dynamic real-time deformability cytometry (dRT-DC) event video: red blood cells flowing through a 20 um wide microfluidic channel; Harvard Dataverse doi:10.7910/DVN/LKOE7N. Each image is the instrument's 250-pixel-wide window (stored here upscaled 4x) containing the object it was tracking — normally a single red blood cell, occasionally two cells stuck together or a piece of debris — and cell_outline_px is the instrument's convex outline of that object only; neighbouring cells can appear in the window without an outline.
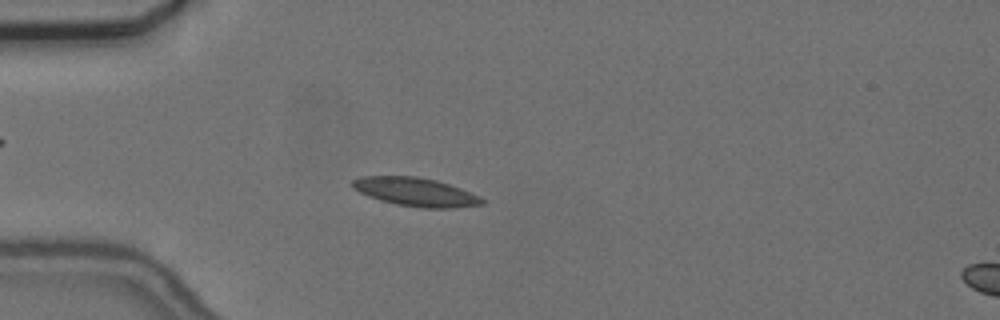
{"species": "common noctule bat (a hibernating species)", "species_latin": "Nyctalus noctula", "temperature_condition": "cold", "stored_images_in_passage": 55, "camera_frame_rate_fps": 3000, "um_per_image_px": 0.085, "animal": {"sex": "female", "body_mass_g": 24.6, "forearm_length_mm": 56.2}, "frame": {"image": 1, "passage_image": 15, "time_ms": 4.667, "image_size_px": [1000, 320], "cell_outline_px": [[484, 204], [452, 208], [424, 208], [396, 204], [380, 200], [368, 196], [352, 188], [352, 180], [360, 176], [416, 176], [436, 180], [460, 188], [480, 196], [484, 200]], "centroid_in_image_um": [35.31, 16.31], "position_along_channel_um": 49.7, "area_um2": 21.5}}
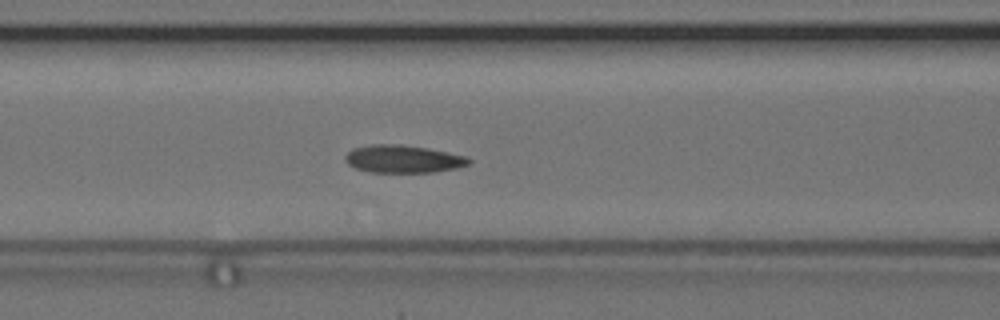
{"frame": {"image": 2, "passage_image": 23, "time_ms": 7.333, "image_size_px": [1000, 320], "cell_outline_px": [[472, 160], [468, 164], [456, 168], [432, 172], [368, 172], [356, 168], [348, 164], [344, 160], [344, 156], [352, 148], [372, 144], [400, 144], [428, 148], [468, 156]], "centroid_in_image_um": [34.25, 13.5], "position_along_channel_um": 132.4, "area_um2": 20.06}}
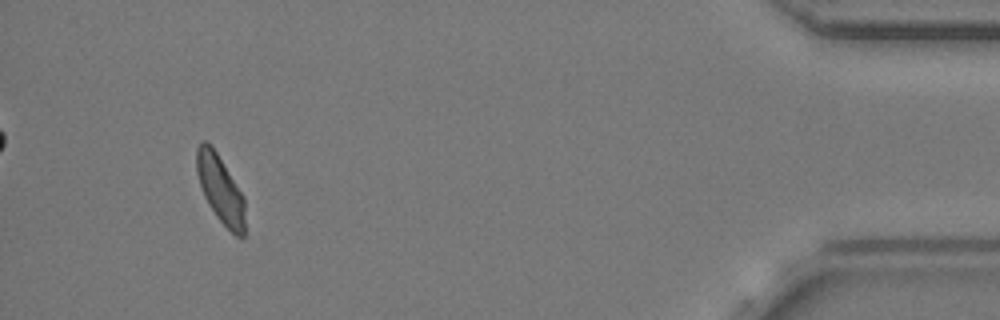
{"frame": {"image": 3, "passage_image": 52, "time_ms": 17.0, "image_size_px": [1000, 320], "cell_outline_px": [[244, 236], [236, 236], [216, 216], [208, 204], [204, 196], [196, 172], [196, 148], [204, 140], [208, 140], [212, 144], [244, 196]], "centroid_in_image_um": [18.71, 16.02], "position_along_channel_um": 416.5, "area_um2": 19.07}, "authors_computed_cell_mechanics": {"area_um2": 19.7098, "velocity_mm_per_s": 3.6486, "shape_relaxation_time_tau1_ms": null, "shape_relaxation_time_tau2_ms": 1.8924, "deformation_change_tau1": null, "deformation_change_tau2": 0.0809}}